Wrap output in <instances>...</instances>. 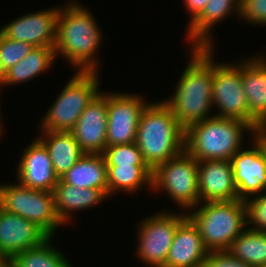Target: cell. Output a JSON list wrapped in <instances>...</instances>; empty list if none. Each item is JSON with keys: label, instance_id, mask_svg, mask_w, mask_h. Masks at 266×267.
<instances>
[{"label": "cell", "instance_id": "d6986e66", "mask_svg": "<svg viewBox=\"0 0 266 267\" xmlns=\"http://www.w3.org/2000/svg\"><path fill=\"white\" fill-rule=\"evenodd\" d=\"M209 250L193 222L186 217L176 228L163 267H203Z\"/></svg>", "mask_w": 266, "mask_h": 267}, {"label": "cell", "instance_id": "ba28073f", "mask_svg": "<svg viewBox=\"0 0 266 267\" xmlns=\"http://www.w3.org/2000/svg\"><path fill=\"white\" fill-rule=\"evenodd\" d=\"M164 191L182 210L199 204L198 161L185 150L152 170V191Z\"/></svg>", "mask_w": 266, "mask_h": 267}, {"label": "cell", "instance_id": "4fadbf2b", "mask_svg": "<svg viewBox=\"0 0 266 267\" xmlns=\"http://www.w3.org/2000/svg\"><path fill=\"white\" fill-rule=\"evenodd\" d=\"M251 148L240 149L230 159L238 199L246 200L266 192V154L252 137Z\"/></svg>", "mask_w": 266, "mask_h": 267}, {"label": "cell", "instance_id": "d4e9b609", "mask_svg": "<svg viewBox=\"0 0 266 267\" xmlns=\"http://www.w3.org/2000/svg\"><path fill=\"white\" fill-rule=\"evenodd\" d=\"M107 173L108 197L119 191L137 193L144 187L152 190V169L148 165L107 166Z\"/></svg>", "mask_w": 266, "mask_h": 267}, {"label": "cell", "instance_id": "603a6c76", "mask_svg": "<svg viewBox=\"0 0 266 267\" xmlns=\"http://www.w3.org/2000/svg\"><path fill=\"white\" fill-rule=\"evenodd\" d=\"M107 176L103 155L85 153L60 179L81 189L102 190L108 196Z\"/></svg>", "mask_w": 266, "mask_h": 267}, {"label": "cell", "instance_id": "d6a6232c", "mask_svg": "<svg viewBox=\"0 0 266 267\" xmlns=\"http://www.w3.org/2000/svg\"><path fill=\"white\" fill-rule=\"evenodd\" d=\"M185 9L190 14L191 20L188 25L192 23L204 10L209 0H183Z\"/></svg>", "mask_w": 266, "mask_h": 267}, {"label": "cell", "instance_id": "277c9868", "mask_svg": "<svg viewBox=\"0 0 266 267\" xmlns=\"http://www.w3.org/2000/svg\"><path fill=\"white\" fill-rule=\"evenodd\" d=\"M254 129L242 120L212 116L185 129V151L198 162L229 160L242 146L244 132Z\"/></svg>", "mask_w": 266, "mask_h": 267}, {"label": "cell", "instance_id": "44dd1931", "mask_svg": "<svg viewBox=\"0 0 266 267\" xmlns=\"http://www.w3.org/2000/svg\"><path fill=\"white\" fill-rule=\"evenodd\" d=\"M54 195L55 209L64 226L68 224L75 211L87 210L108 200V196L99 189H81L64 183L61 179L52 191ZM73 212V213H72ZM72 215V216H71Z\"/></svg>", "mask_w": 266, "mask_h": 267}, {"label": "cell", "instance_id": "7c38bea8", "mask_svg": "<svg viewBox=\"0 0 266 267\" xmlns=\"http://www.w3.org/2000/svg\"><path fill=\"white\" fill-rule=\"evenodd\" d=\"M59 10L55 6L27 13L3 25L0 31L7 38L26 42L34 47H55Z\"/></svg>", "mask_w": 266, "mask_h": 267}, {"label": "cell", "instance_id": "e575fe53", "mask_svg": "<svg viewBox=\"0 0 266 267\" xmlns=\"http://www.w3.org/2000/svg\"><path fill=\"white\" fill-rule=\"evenodd\" d=\"M0 267H15L13 258L0 255Z\"/></svg>", "mask_w": 266, "mask_h": 267}, {"label": "cell", "instance_id": "7402d4cb", "mask_svg": "<svg viewBox=\"0 0 266 267\" xmlns=\"http://www.w3.org/2000/svg\"><path fill=\"white\" fill-rule=\"evenodd\" d=\"M38 140L45 146L55 173L61 178L84 154L71 132L41 131Z\"/></svg>", "mask_w": 266, "mask_h": 267}, {"label": "cell", "instance_id": "52a82bcc", "mask_svg": "<svg viewBox=\"0 0 266 267\" xmlns=\"http://www.w3.org/2000/svg\"><path fill=\"white\" fill-rule=\"evenodd\" d=\"M0 207L35 223L49 237L64 225L56 212L53 192L32 189L18 181L0 184Z\"/></svg>", "mask_w": 266, "mask_h": 267}, {"label": "cell", "instance_id": "8fae6325", "mask_svg": "<svg viewBox=\"0 0 266 267\" xmlns=\"http://www.w3.org/2000/svg\"><path fill=\"white\" fill-rule=\"evenodd\" d=\"M141 94L107 92V146L136 142L141 114L149 104Z\"/></svg>", "mask_w": 266, "mask_h": 267}, {"label": "cell", "instance_id": "7a4b0ae2", "mask_svg": "<svg viewBox=\"0 0 266 267\" xmlns=\"http://www.w3.org/2000/svg\"><path fill=\"white\" fill-rule=\"evenodd\" d=\"M65 5L57 20L56 59L61 55L78 72H99L96 54L103 40L100 25L83 4L73 0Z\"/></svg>", "mask_w": 266, "mask_h": 267}, {"label": "cell", "instance_id": "4316f807", "mask_svg": "<svg viewBox=\"0 0 266 267\" xmlns=\"http://www.w3.org/2000/svg\"><path fill=\"white\" fill-rule=\"evenodd\" d=\"M53 237H48L40 245L13 256L15 267H72L70 260L54 245Z\"/></svg>", "mask_w": 266, "mask_h": 267}, {"label": "cell", "instance_id": "f1b7e54d", "mask_svg": "<svg viewBox=\"0 0 266 267\" xmlns=\"http://www.w3.org/2000/svg\"><path fill=\"white\" fill-rule=\"evenodd\" d=\"M102 155L106 166L147 165L136 143L107 146Z\"/></svg>", "mask_w": 266, "mask_h": 267}, {"label": "cell", "instance_id": "9a60e30c", "mask_svg": "<svg viewBox=\"0 0 266 267\" xmlns=\"http://www.w3.org/2000/svg\"><path fill=\"white\" fill-rule=\"evenodd\" d=\"M17 165V181L29 188L52 192L60 180L47 149L37 138L24 149Z\"/></svg>", "mask_w": 266, "mask_h": 267}, {"label": "cell", "instance_id": "836d02e7", "mask_svg": "<svg viewBox=\"0 0 266 267\" xmlns=\"http://www.w3.org/2000/svg\"><path fill=\"white\" fill-rule=\"evenodd\" d=\"M253 137L261 145L266 154V121L259 123L253 131Z\"/></svg>", "mask_w": 266, "mask_h": 267}, {"label": "cell", "instance_id": "3957f363", "mask_svg": "<svg viewBox=\"0 0 266 267\" xmlns=\"http://www.w3.org/2000/svg\"><path fill=\"white\" fill-rule=\"evenodd\" d=\"M135 143L153 170L185 150V129L163 101H152L141 114Z\"/></svg>", "mask_w": 266, "mask_h": 267}, {"label": "cell", "instance_id": "2e32d148", "mask_svg": "<svg viewBox=\"0 0 266 267\" xmlns=\"http://www.w3.org/2000/svg\"><path fill=\"white\" fill-rule=\"evenodd\" d=\"M48 237L35 223L0 207V255L13 257Z\"/></svg>", "mask_w": 266, "mask_h": 267}, {"label": "cell", "instance_id": "ac0fdd59", "mask_svg": "<svg viewBox=\"0 0 266 267\" xmlns=\"http://www.w3.org/2000/svg\"><path fill=\"white\" fill-rule=\"evenodd\" d=\"M253 56L241 61V82L249 108V125L254 129L266 121V54Z\"/></svg>", "mask_w": 266, "mask_h": 267}, {"label": "cell", "instance_id": "484cf974", "mask_svg": "<svg viewBox=\"0 0 266 267\" xmlns=\"http://www.w3.org/2000/svg\"><path fill=\"white\" fill-rule=\"evenodd\" d=\"M227 252L252 267L266 265V232L246 228L230 245Z\"/></svg>", "mask_w": 266, "mask_h": 267}, {"label": "cell", "instance_id": "cb8c5ba5", "mask_svg": "<svg viewBox=\"0 0 266 267\" xmlns=\"http://www.w3.org/2000/svg\"><path fill=\"white\" fill-rule=\"evenodd\" d=\"M56 59L54 47H34L22 60L0 77V86L22 84L50 69Z\"/></svg>", "mask_w": 266, "mask_h": 267}, {"label": "cell", "instance_id": "9c48e42d", "mask_svg": "<svg viewBox=\"0 0 266 267\" xmlns=\"http://www.w3.org/2000/svg\"><path fill=\"white\" fill-rule=\"evenodd\" d=\"M187 217L186 211H159L139 222L137 258L149 267H163L177 226Z\"/></svg>", "mask_w": 266, "mask_h": 267}, {"label": "cell", "instance_id": "f546056e", "mask_svg": "<svg viewBox=\"0 0 266 267\" xmlns=\"http://www.w3.org/2000/svg\"><path fill=\"white\" fill-rule=\"evenodd\" d=\"M245 204L248 228L266 232V192L246 199Z\"/></svg>", "mask_w": 266, "mask_h": 267}, {"label": "cell", "instance_id": "8992f818", "mask_svg": "<svg viewBox=\"0 0 266 267\" xmlns=\"http://www.w3.org/2000/svg\"><path fill=\"white\" fill-rule=\"evenodd\" d=\"M75 72L43 115L38 127L41 131L70 132L81 113L101 91L99 72Z\"/></svg>", "mask_w": 266, "mask_h": 267}, {"label": "cell", "instance_id": "ffe728a7", "mask_svg": "<svg viewBox=\"0 0 266 267\" xmlns=\"http://www.w3.org/2000/svg\"><path fill=\"white\" fill-rule=\"evenodd\" d=\"M240 12L241 0H209L202 13L188 25L185 40L189 47H213V27L230 15L240 18Z\"/></svg>", "mask_w": 266, "mask_h": 267}, {"label": "cell", "instance_id": "d590c367", "mask_svg": "<svg viewBox=\"0 0 266 267\" xmlns=\"http://www.w3.org/2000/svg\"><path fill=\"white\" fill-rule=\"evenodd\" d=\"M0 110H1V106H0ZM1 112V111H0ZM2 115H1V113H0V135H1V133H3L4 131H3V121L1 120V117ZM2 124V125H1Z\"/></svg>", "mask_w": 266, "mask_h": 267}, {"label": "cell", "instance_id": "83f0119b", "mask_svg": "<svg viewBox=\"0 0 266 267\" xmlns=\"http://www.w3.org/2000/svg\"><path fill=\"white\" fill-rule=\"evenodd\" d=\"M34 46L26 42L7 38L0 31V77L20 60H22Z\"/></svg>", "mask_w": 266, "mask_h": 267}, {"label": "cell", "instance_id": "4dcf8cb0", "mask_svg": "<svg viewBox=\"0 0 266 267\" xmlns=\"http://www.w3.org/2000/svg\"><path fill=\"white\" fill-rule=\"evenodd\" d=\"M239 19L254 26L266 25V0H241Z\"/></svg>", "mask_w": 266, "mask_h": 267}, {"label": "cell", "instance_id": "5bb4252c", "mask_svg": "<svg viewBox=\"0 0 266 267\" xmlns=\"http://www.w3.org/2000/svg\"><path fill=\"white\" fill-rule=\"evenodd\" d=\"M107 93L101 91L81 113L70 131L85 153L102 154L107 147Z\"/></svg>", "mask_w": 266, "mask_h": 267}, {"label": "cell", "instance_id": "5b68a950", "mask_svg": "<svg viewBox=\"0 0 266 267\" xmlns=\"http://www.w3.org/2000/svg\"><path fill=\"white\" fill-rule=\"evenodd\" d=\"M187 212L209 252L227 251L248 226L244 200L201 202Z\"/></svg>", "mask_w": 266, "mask_h": 267}, {"label": "cell", "instance_id": "1f68e13d", "mask_svg": "<svg viewBox=\"0 0 266 267\" xmlns=\"http://www.w3.org/2000/svg\"><path fill=\"white\" fill-rule=\"evenodd\" d=\"M203 267H252L232 257L227 251L210 252Z\"/></svg>", "mask_w": 266, "mask_h": 267}, {"label": "cell", "instance_id": "e0dca14e", "mask_svg": "<svg viewBox=\"0 0 266 267\" xmlns=\"http://www.w3.org/2000/svg\"><path fill=\"white\" fill-rule=\"evenodd\" d=\"M199 203L238 199L232 164L229 160L198 162Z\"/></svg>", "mask_w": 266, "mask_h": 267}, {"label": "cell", "instance_id": "6da1fadb", "mask_svg": "<svg viewBox=\"0 0 266 267\" xmlns=\"http://www.w3.org/2000/svg\"><path fill=\"white\" fill-rule=\"evenodd\" d=\"M214 47H190V60L172 96L162 100L184 129L214 116L212 104Z\"/></svg>", "mask_w": 266, "mask_h": 267}, {"label": "cell", "instance_id": "30bf717a", "mask_svg": "<svg viewBox=\"0 0 266 267\" xmlns=\"http://www.w3.org/2000/svg\"><path fill=\"white\" fill-rule=\"evenodd\" d=\"M213 53L212 104L214 116L242 120L249 124V108L241 82V63L216 62Z\"/></svg>", "mask_w": 266, "mask_h": 267}]
</instances>
